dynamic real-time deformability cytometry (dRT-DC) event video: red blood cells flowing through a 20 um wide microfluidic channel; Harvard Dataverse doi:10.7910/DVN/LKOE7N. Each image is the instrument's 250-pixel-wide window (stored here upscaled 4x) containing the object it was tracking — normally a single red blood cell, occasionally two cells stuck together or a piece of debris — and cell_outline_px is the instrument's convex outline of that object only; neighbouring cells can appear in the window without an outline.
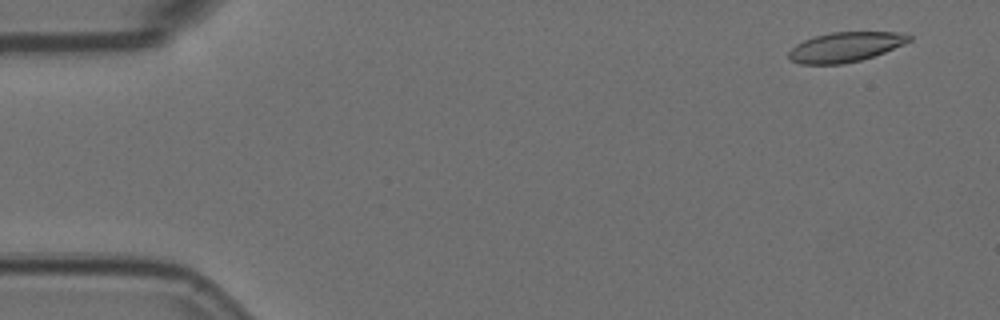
{"species": "Egyptian fruit bat (a non-hibernating species)", "species_latin": "Rousettus aegyptiacus", "temperature_condition": "room temperature", "stored_images_in_passage": 9, "camera_frame_rate_fps": 3000, "um_per_image_px": 0.085, "animal": {"sex": "female"}, "frame": {"image": 1, "passage_image": 1, "time_ms": 0.0, "image_size_px": [1000, 320], "cell_outline_px": [[912, 40], [884, 52], [860, 60], [844, 64], [800, 64], [792, 60], [788, 56], [788, 52], [796, 44], [804, 40], [816, 36], [832, 32], [908, 32], [912, 36]], "centroid_in_image_um": [71.88, 3.98], "position_along_channel_um": 13.1, "area_um2": 20.81}}
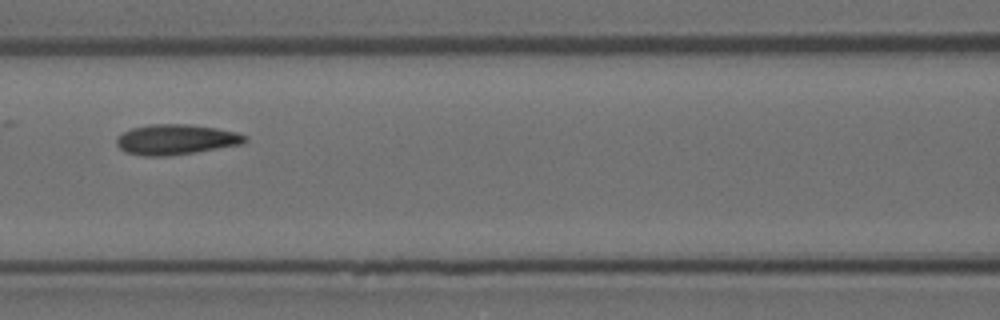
{"frame": {"image": 2, "passage_image": 7, "time_ms": 2.0, "image_size_px": [1000, 320], "cell_outline_px": [[248, 140], [240, 144], [168, 156], [144, 156], [124, 152], [116, 144], [116, 140], [124, 132], [132, 128], [148, 124], [188, 124], [216, 128], [236, 132], [248, 136]], "centroid_in_image_um": [14.93, 11.85], "position_along_channel_um": 151.7, "area_um2": 22.43}}
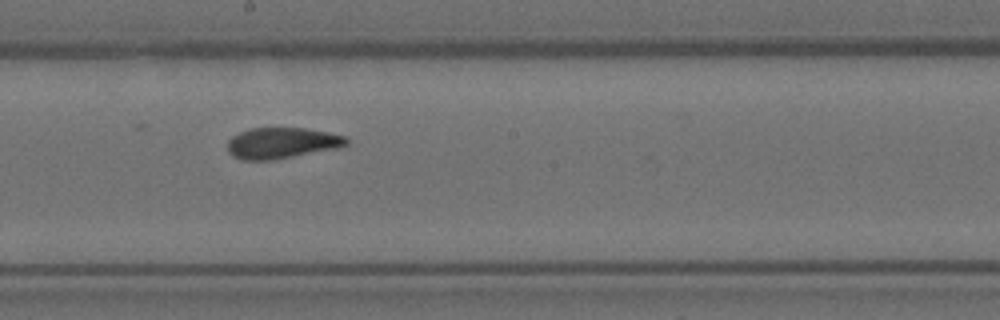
{"frame": {"image": 3, "passage_image": 9, "time_ms": 2.667, "image_size_px": [1000, 320], "cell_outline_px": [[348, 144], [336, 148], [272, 160], [240, 160], [232, 156], [228, 152], [228, 140], [232, 136], [240, 132], [252, 128], [304, 128], [328, 132], [348, 136]], "centroid_in_image_um": [23.94, 12.15], "position_along_channel_um": 224.3, "area_um2": 21.44}}